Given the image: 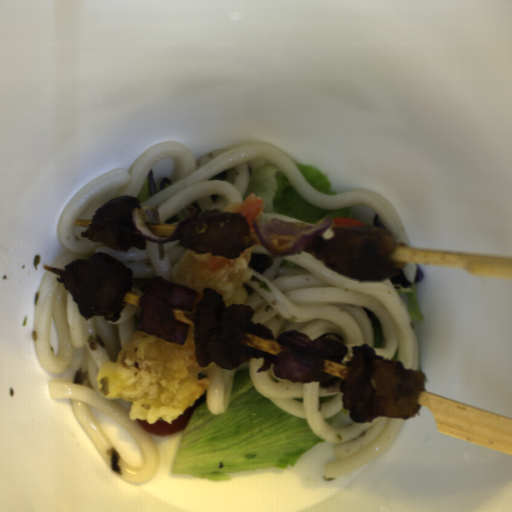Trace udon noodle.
I'll return each instance as SVG.
<instances>
[{
  "instance_id": "49779ff9",
  "label": "udon noodle",
  "mask_w": 512,
  "mask_h": 512,
  "mask_svg": "<svg viewBox=\"0 0 512 512\" xmlns=\"http://www.w3.org/2000/svg\"><path fill=\"white\" fill-rule=\"evenodd\" d=\"M236 367L233 369L220 368L212 363L205 372H200L198 379L207 378L209 389L205 391L204 403L208 411L214 415L227 413Z\"/></svg>"
},
{
  "instance_id": "72d5601a",
  "label": "udon noodle",
  "mask_w": 512,
  "mask_h": 512,
  "mask_svg": "<svg viewBox=\"0 0 512 512\" xmlns=\"http://www.w3.org/2000/svg\"><path fill=\"white\" fill-rule=\"evenodd\" d=\"M273 219H280V220H285V221H289V222H300V223H305V224H310V225H319L323 222H320V223H307V222H303L301 220H298L296 218H292V217H288V216H284V215H279V214H274V213H262V215L259 217L258 220H260L261 222H263L264 224H269L271 220Z\"/></svg>"
},
{
  "instance_id": "d5520da0",
  "label": "udon noodle",
  "mask_w": 512,
  "mask_h": 512,
  "mask_svg": "<svg viewBox=\"0 0 512 512\" xmlns=\"http://www.w3.org/2000/svg\"><path fill=\"white\" fill-rule=\"evenodd\" d=\"M167 158L176 160L180 168L178 180L139 204L156 207L163 223L185 219L189 206L197 209L196 217H199L206 210L221 212L229 203L244 200L251 173L260 166L273 163L278 165L292 188L307 202L316 207L338 210L365 205L374 215H378L391 234L394 245H409L405 227L389 201L372 192L320 193L310 185L294 161L277 148L260 143H244L213 151L199 159L188 146L174 140L153 144L141 153L129 170L117 168L95 177L70 198L61 211L57 229L58 239L67 251L63 257L52 262L50 268L63 270L76 259L85 260L94 253H102L130 269L132 289L128 292L141 296V288L154 276H163L171 282L175 265L189 250L182 246L181 236L165 244L145 240V250L129 247L127 252L114 250L107 244L81 236L83 231H88L95 211L111 198L130 196L137 199L149 171ZM233 167L239 172L234 185L218 180L209 181L219 172Z\"/></svg>"
},
{
  "instance_id": "d8cb7926",
  "label": "udon noodle",
  "mask_w": 512,
  "mask_h": 512,
  "mask_svg": "<svg viewBox=\"0 0 512 512\" xmlns=\"http://www.w3.org/2000/svg\"><path fill=\"white\" fill-rule=\"evenodd\" d=\"M416 264L411 263H404V266L401 268V270L404 272L406 280L413 283L415 282L416 278Z\"/></svg>"
},
{
  "instance_id": "8dc81ce9",
  "label": "udon noodle",
  "mask_w": 512,
  "mask_h": 512,
  "mask_svg": "<svg viewBox=\"0 0 512 512\" xmlns=\"http://www.w3.org/2000/svg\"><path fill=\"white\" fill-rule=\"evenodd\" d=\"M60 274L45 271L38 288L34 311V348L41 368L48 374L61 375L67 371L75 349L84 346L81 369L86 372L83 384L75 377L65 376L48 382L49 397L69 399L78 423L90 438L107 467H111L114 444L100 427L90 407L109 416L130 433L142 455L138 466L128 465L119 457L120 473L129 484L146 483L154 479L161 458L154 440L129 410L133 401L107 398L98 389V377L103 364L116 360L138 329L140 306L126 302L117 321L103 316L84 318L70 290L58 280Z\"/></svg>"
},
{
  "instance_id": "b55badf4",
  "label": "udon noodle",
  "mask_w": 512,
  "mask_h": 512,
  "mask_svg": "<svg viewBox=\"0 0 512 512\" xmlns=\"http://www.w3.org/2000/svg\"><path fill=\"white\" fill-rule=\"evenodd\" d=\"M270 367L258 372L263 357L249 359L248 372L257 392L281 411L303 418L314 437L331 445L336 457L324 463V478L333 479L359 469L382 455L394 442L405 418L375 417L371 422L354 421L344 408L341 384L332 375L328 382L290 381L274 375L275 356Z\"/></svg>"
},
{
  "instance_id": "a0691cae",
  "label": "udon noodle",
  "mask_w": 512,
  "mask_h": 512,
  "mask_svg": "<svg viewBox=\"0 0 512 512\" xmlns=\"http://www.w3.org/2000/svg\"><path fill=\"white\" fill-rule=\"evenodd\" d=\"M245 248L263 253L272 266L260 274L252 269L242 288V306L254 309L253 323H262L279 341L285 331H299L315 340L320 335L342 338L347 354L338 363L352 362L353 347L368 344L384 361H400L407 370L419 371V343L408 305L397 293L391 278L356 281L339 274L310 255H273L249 234ZM365 306L383 324L384 342L374 347ZM348 367V366H347Z\"/></svg>"
},
{
  "instance_id": "d3334bbd",
  "label": "udon noodle",
  "mask_w": 512,
  "mask_h": 512,
  "mask_svg": "<svg viewBox=\"0 0 512 512\" xmlns=\"http://www.w3.org/2000/svg\"><path fill=\"white\" fill-rule=\"evenodd\" d=\"M334 228L332 225L325 231L323 232L313 243H322V242H326V241H330L332 239H334V233H333V229Z\"/></svg>"
}]
</instances>
